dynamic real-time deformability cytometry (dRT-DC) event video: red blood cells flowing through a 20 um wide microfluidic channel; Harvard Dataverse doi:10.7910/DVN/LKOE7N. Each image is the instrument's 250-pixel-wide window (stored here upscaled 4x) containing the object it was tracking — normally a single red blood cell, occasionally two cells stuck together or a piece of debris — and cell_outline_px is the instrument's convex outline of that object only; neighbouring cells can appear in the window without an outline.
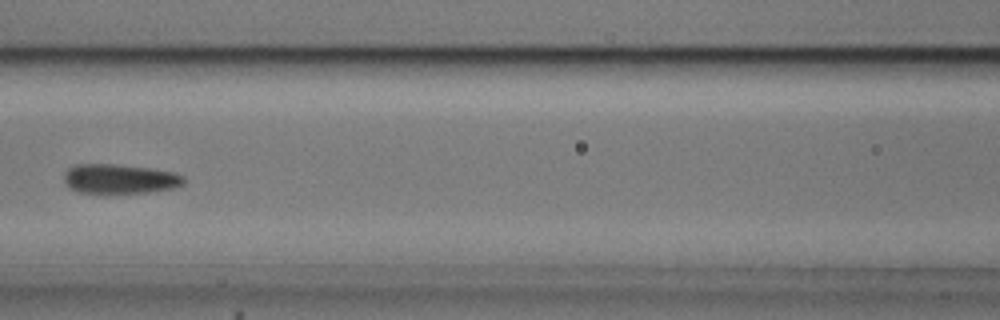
{"species": "common noctule bat (a hibernating species)", "species_latin": "Nyctalus noctula", "temperature_condition": "cold", "stored_images_in_passage": 7, "camera_frame_rate_fps": 3000, "um_per_image_px": 0.085, "animal": {"sex": "male", "body_mass_g": 20.5, "forearm_length_mm": 52.5}, "frame": {"image": 1, "passage_image": 7, "time_ms": 2.0, "image_size_px": [1000, 320], "cell_outline_px": [[184, 184], [172, 188], [148, 192], [80, 192], [68, 188], [64, 180], [64, 172], [68, 168], [76, 164], [112, 164], [148, 168], [172, 172], [184, 176]], "centroid_in_image_um": [10.14, 15.19], "position_along_channel_um": 156.5, "area_um2": 20.29}}